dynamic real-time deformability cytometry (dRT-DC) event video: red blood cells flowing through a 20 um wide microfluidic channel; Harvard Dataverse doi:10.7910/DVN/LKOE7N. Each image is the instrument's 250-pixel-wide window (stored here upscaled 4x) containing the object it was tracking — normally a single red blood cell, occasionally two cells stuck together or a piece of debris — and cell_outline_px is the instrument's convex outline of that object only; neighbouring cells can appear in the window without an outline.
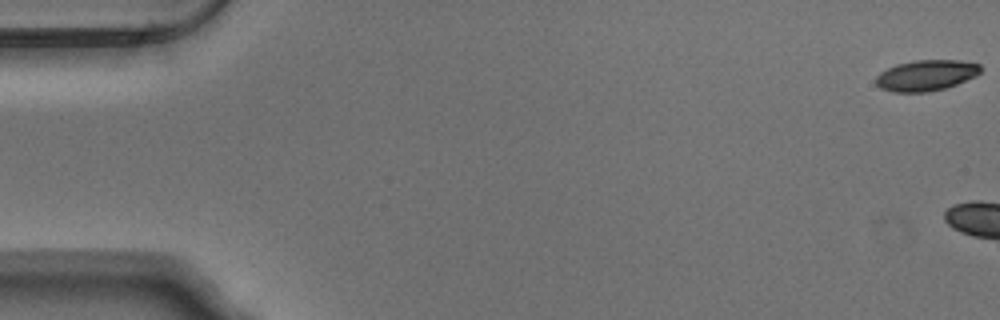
{"species": "Egyptian fruit bat (a non-hibernating species)", "species_latin": "Rousettus aegyptiacus", "temperature_condition": "warm", "stored_images_in_passage": 4, "camera_frame_rate_fps": 3000, "um_per_image_px": 0.085, "animal": {"sex": "male"}, "frame": {"image": 1, "passage_image": 1, "time_ms": 0.0, "image_size_px": [1000, 320], "cell_outline_px": [[980, 72], [976, 76], [956, 84], [944, 88], [928, 92], [892, 92], [880, 88], [876, 84], [876, 76], [880, 72], [896, 64], [916, 60], [960, 60], [980, 64]], "centroid_in_image_um": [78.7, 6.4], "position_along_channel_um": 6.3, "area_um2": 18.79}}